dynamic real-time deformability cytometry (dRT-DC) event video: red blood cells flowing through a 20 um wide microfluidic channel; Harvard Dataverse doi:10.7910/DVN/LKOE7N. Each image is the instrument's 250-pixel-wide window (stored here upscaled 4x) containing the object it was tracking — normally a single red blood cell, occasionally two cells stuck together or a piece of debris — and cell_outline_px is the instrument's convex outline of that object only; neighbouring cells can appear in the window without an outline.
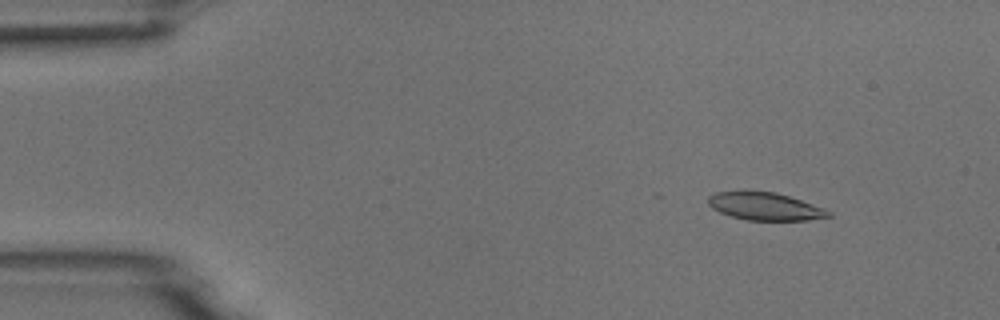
{"species": "common noctule bat (a hibernating species)", "species_latin": "Nyctalus noctula", "temperature_condition": "room temperature", "stored_images_in_passage": 5, "camera_frame_rate_fps": 3000, "um_per_image_px": 0.085, "animal": {"sex": "male", "body_mass_g": 18.8}, "frame": {"image": 1, "passage_image": 2, "time_ms": 1.0, "image_size_px": [1000, 320], "cell_outline_px": [[832, 216], [808, 220], [748, 220], [732, 216], [720, 212], [712, 208], [708, 204], [708, 196], [716, 192], [776, 192], [824, 208], [832, 212]], "centroid_in_image_um": [65.04, 17.55], "position_along_channel_um": 20.0, "area_um2": 19.07}}
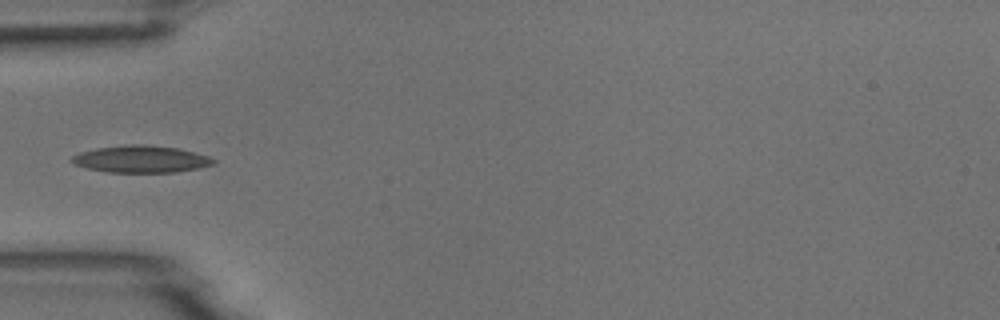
{"frame": {"image": 2, "passage_image": 5, "time_ms": 4.667, "image_size_px": [1000, 320], "cell_outline_px": [[216, 164], [200, 168], [176, 172], [108, 172], [88, 168], [72, 164], [68, 160], [72, 156], [80, 152], [96, 148], [128, 144], [144, 144], [180, 148], [208, 156], [216, 160]], "centroid_in_image_um": [11.99, 13.52], "position_along_channel_um": 73.0, "area_um2": 22.54}}